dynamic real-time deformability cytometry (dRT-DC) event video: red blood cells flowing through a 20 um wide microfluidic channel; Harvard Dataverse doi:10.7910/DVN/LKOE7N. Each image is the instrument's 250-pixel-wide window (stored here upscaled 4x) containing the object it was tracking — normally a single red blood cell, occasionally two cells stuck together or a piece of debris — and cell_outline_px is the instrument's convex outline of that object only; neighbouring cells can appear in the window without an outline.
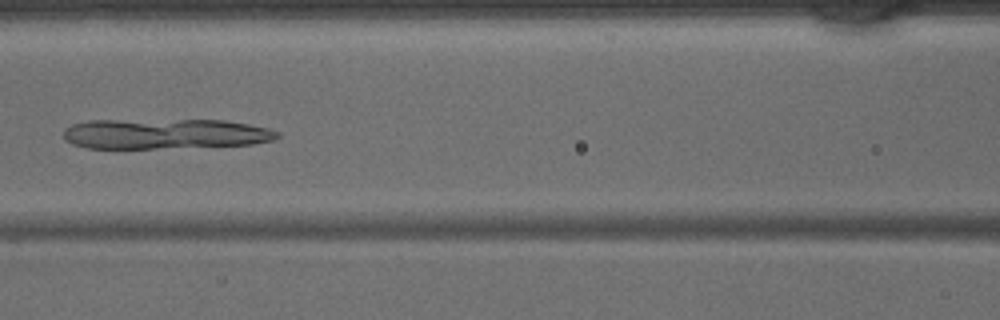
{"species": "common noctule bat (a hibernating species)", "species_latin": "Nyctalus noctula", "temperature_condition": "warm", "stored_images_in_passage": 34, "camera_frame_rate_fps": 3000, "um_per_image_px": 0.085, "animal": {"sex": "male", "body_mass_g": 15.6}, "frame": {"image": 1, "passage_image": 18, "time_ms": 5.667, "image_size_px": [1000, 320], "cell_outline_px": [[280, 136], [272, 140], [252, 144], [156, 148], [88, 148], [72, 144], [64, 140], [64, 128], [72, 124], [88, 120], [224, 120], [248, 124], [268, 128], [280, 132]], "centroid_in_image_um": [13.99, 11.37], "position_along_channel_um": 152.6, "area_um2": 37.63}}
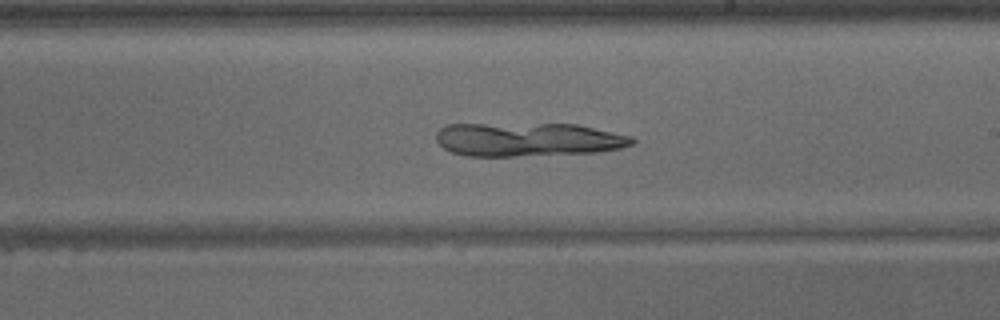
{"frame": {"image": 2, "passage_image": 24, "time_ms": 7.667, "image_size_px": [1000, 320], "cell_outline_px": [[636, 140], [632, 144], [620, 148], [596, 152], [512, 156], [468, 156], [452, 152], [444, 148], [436, 140], [436, 132], [444, 124], [576, 124], [632, 136]], "centroid_in_image_um": [44.85, 11.85], "position_along_channel_um": 244.2, "area_um2": 38.38}}
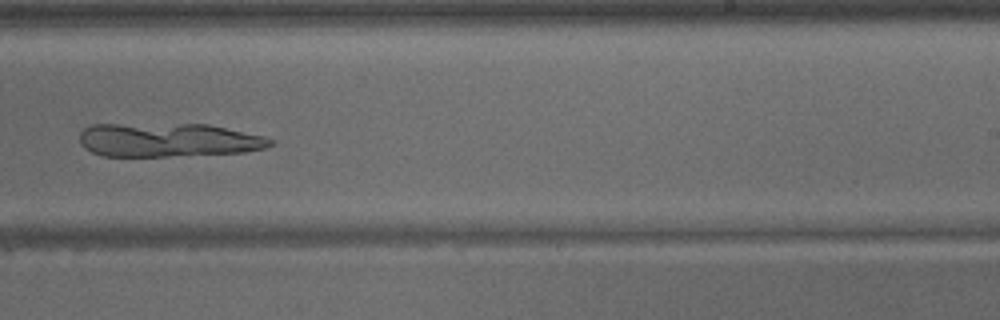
{"frame": {"image": 3, "passage_image": 26, "time_ms": 8.333, "image_size_px": [1000, 320], "cell_outline_px": [[276, 144], [264, 148], [244, 152], [164, 156], [104, 156], [92, 152], [84, 148], [80, 144], [80, 132], [84, 128], [92, 124], [208, 124], [264, 136], [276, 140]], "centroid_in_image_um": [14.3, 11.89], "position_along_channel_um": 274.7, "area_um2": 37.69}}